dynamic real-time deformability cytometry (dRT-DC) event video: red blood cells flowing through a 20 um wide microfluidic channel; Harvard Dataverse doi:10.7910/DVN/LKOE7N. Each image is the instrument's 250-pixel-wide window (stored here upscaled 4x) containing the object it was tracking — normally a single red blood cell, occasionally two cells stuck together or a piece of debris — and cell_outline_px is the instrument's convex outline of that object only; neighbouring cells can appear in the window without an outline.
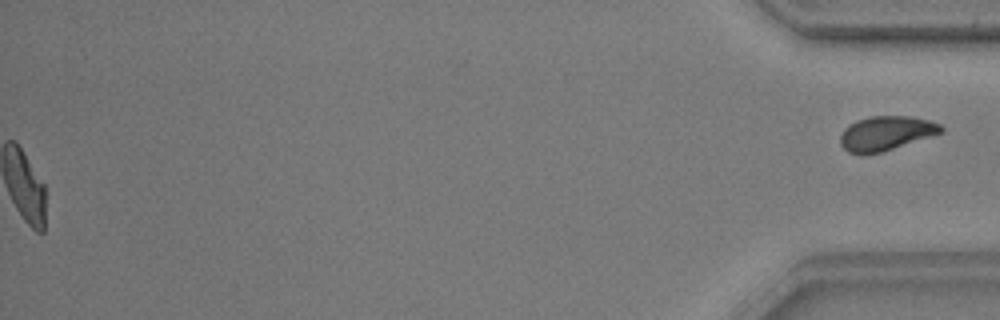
{"species": "common noctule bat (a hibernating species)", "species_latin": "Nyctalus noctula", "temperature_condition": "warm", "stored_images_in_passage": 53, "segment_of_instrument_passage": [2, 2], "camera_frame_rate_fps": 3000, "um_per_image_px": 0.085, "animal": {"sex": "male", "body_mass_g": 17.9, "forearm_length_mm": 54.2}, "frame": {"image": 1, "passage_image": 53, "time_ms": 17.333, "image_size_px": [1000, 320], "cell_outline_px": [[944, 132], [880, 152], [848, 152], [840, 144], [840, 136], [844, 128], [848, 124], [856, 120], [868, 116], [912, 116], [932, 120], [940, 124], [944, 128]], "centroid_in_image_um": [75.34, 11.28], "position_along_channel_um": 359.9, "area_um2": 20.0}}